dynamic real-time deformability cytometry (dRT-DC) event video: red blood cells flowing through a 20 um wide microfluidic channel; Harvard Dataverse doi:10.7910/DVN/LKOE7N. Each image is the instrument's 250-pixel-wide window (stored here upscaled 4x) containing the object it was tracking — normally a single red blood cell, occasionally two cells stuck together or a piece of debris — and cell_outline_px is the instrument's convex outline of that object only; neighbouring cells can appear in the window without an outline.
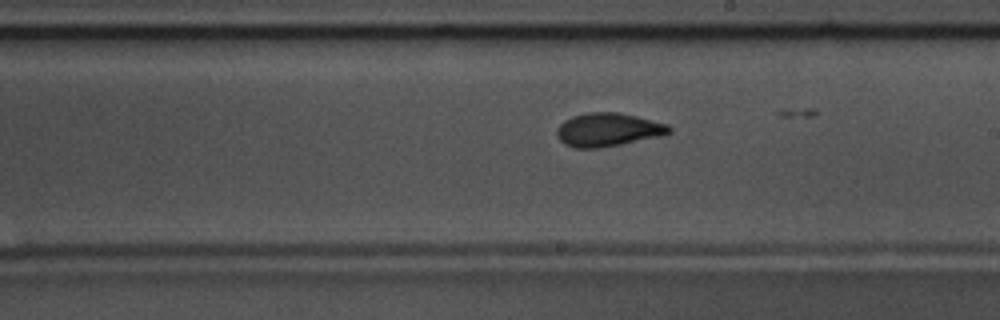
{"species": "common noctule bat (a hibernating species)", "species_latin": "Nyctalus noctula", "temperature_condition": "warm", "stored_images_in_passage": 58, "camera_frame_rate_fps": 3000, "um_per_image_px": 0.085, "animal": {"sex": "male", "body_mass_g": 17.5, "forearm_length_mm": 52.3}, "frame": {"image": 1, "passage_image": 33, "time_ms": 10.667, "image_size_px": [1000, 320], "cell_outline_px": [[672, 132], [664, 136], [600, 148], [576, 148], [564, 144], [556, 136], [556, 128], [564, 120], [572, 116], [588, 112], [616, 112], [636, 116], [668, 124], [672, 128]], "centroid_in_image_um": [51.69, 11.03], "position_along_channel_um": 237.3, "area_um2": 22.14}, "authors_computed_cell_mechanics": {"area_um2": 21.0392, "velocity_mm_per_s": 3.6343, "shape_relaxation_time_tau1_ms": 4.5286, "shape_relaxation_time_tau2_ms": 1.5385, "deformation_change_tau1": 0.1443, "deformation_change_tau2": 0.0628}}